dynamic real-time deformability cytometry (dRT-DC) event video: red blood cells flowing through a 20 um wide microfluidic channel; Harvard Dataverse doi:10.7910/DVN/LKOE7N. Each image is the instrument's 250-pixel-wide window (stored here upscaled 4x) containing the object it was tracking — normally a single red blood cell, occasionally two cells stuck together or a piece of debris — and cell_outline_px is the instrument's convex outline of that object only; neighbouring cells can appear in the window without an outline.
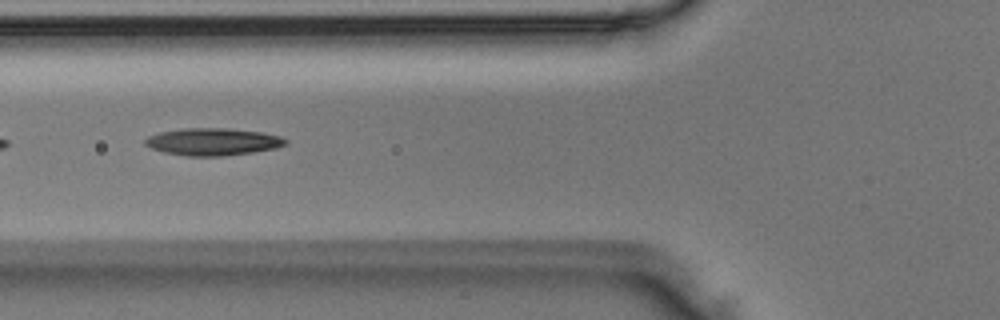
{"species": "Egyptian fruit bat (a non-hibernating species)", "species_latin": "Rousettus aegyptiacus", "temperature_condition": "room temperature", "stored_images_in_passage": 2, "camera_frame_rate_fps": 3000, "um_per_image_px": 0.085, "animal": {"sex": "male"}, "frame": {"image": 1, "passage_image": 2, "time_ms": 0.333, "image_size_px": [1000, 320], "cell_outline_px": [[288, 144], [276, 148], [252, 152], [224, 156], [188, 156], [164, 152], [152, 148], [144, 144], [144, 140], [148, 136], [160, 132], [184, 128], [228, 128], [260, 132], [280, 136], [288, 140]], "centroid_in_image_um": [18.1, 12.05], "position_along_channel_um": 107.7, "area_um2": 22.31}}